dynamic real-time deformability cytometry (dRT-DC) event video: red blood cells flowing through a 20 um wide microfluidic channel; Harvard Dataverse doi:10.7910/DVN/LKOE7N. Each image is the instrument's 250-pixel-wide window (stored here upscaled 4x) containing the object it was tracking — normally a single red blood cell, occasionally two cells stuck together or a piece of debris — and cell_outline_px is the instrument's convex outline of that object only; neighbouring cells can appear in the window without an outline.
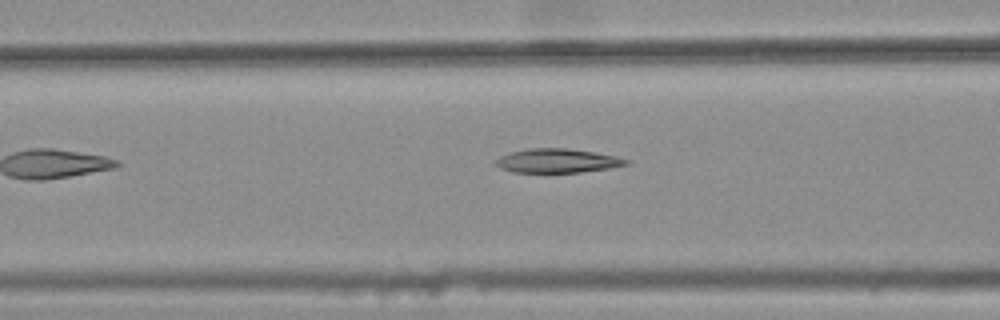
{"species": "common noctule bat (a hibernating species)", "species_latin": "Nyctalus noctula", "temperature_condition": "warm", "stored_images_in_passage": 4, "camera_frame_rate_fps": 3000, "um_per_image_px": 0.085, "animal": {"sex": "female", "body_mass_g": 25.1}, "frame": {"image": 1, "passage_image": 4, "time_ms": 1.0, "image_size_px": [1000, 320], "cell_outline_px": [[632, 164], [608, 168], [580, 172], [512, 172], [500, 168], [496, 164], [496, 160], [500, 156], [508, 152], [528, 148], [568, 148], [616, 156], [632, 160]], "centroid_in_image_um": [47.4, 13.66], "position_along_channel_um": 119.2, "area_um2": 18.32}}